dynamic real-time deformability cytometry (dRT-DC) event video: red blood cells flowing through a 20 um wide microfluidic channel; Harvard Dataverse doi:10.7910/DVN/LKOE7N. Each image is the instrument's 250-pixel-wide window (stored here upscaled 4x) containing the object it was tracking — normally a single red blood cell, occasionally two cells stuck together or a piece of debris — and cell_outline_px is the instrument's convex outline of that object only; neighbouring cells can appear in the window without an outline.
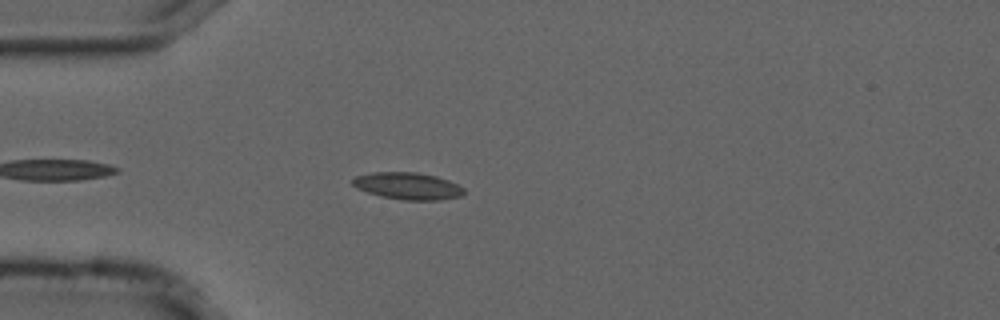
{"species": "common noctule bat (a hibernating species)", "species_latin": "Nyctalus noctula", "temperature_condition": "cold", "stored_images_in_passage": 43, "camera_frame_rate_fps": 3000, "um_per_image_px": 0.085, "animal": {"sex": "male", "forearm_length_mm": 52.5}, "frame": {"image": 1, "passage_image": 6, "time_ms": 1.667, "image_size_px": [1000, 320], "cell_outline_px": [[464, 196], [440, 200], [400, 200], [380, 196], [356, 188], [352, 184], [352, 180], [356, 176], [372, 172], [416, 172], [436, 176], [448, 180], [464, 188]], "centroid_in_image_um": [34.67, 15.81], "position_along_channel_um": 50.3, "area_um2": 17.63}}
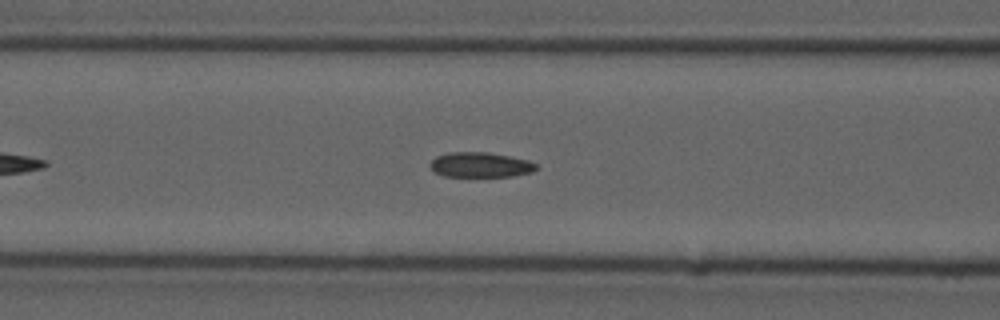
{"frame": {"image": 2, "passage_image": 13, "time_ms": 4.0, "image_size_px": [1000, 320], "cell_outline_px": [[540, 168], [532, 172], [512, 176], [444, 176], [436, 172], [428, 164], [436, 156], [448, 152], [488, 152], [528, 160], [536, 164]], "centroid_in_image_um": [40.84, 14.0], "position_along_channel_um": 125.8, "area_um2": 15.43}}
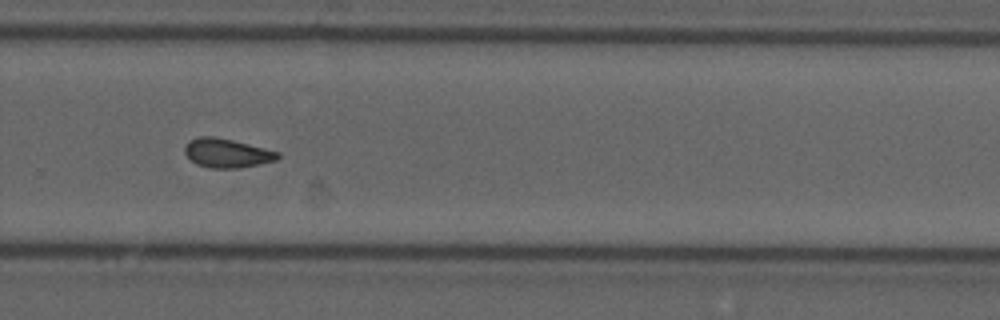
{"frame": {"image": 3, "passage_image": 28, "time_ms": 9.0, "image_size_px": [1000, 320], "cell_outline_px": [[280, 156], [276, 160], [260, 164], [240, 168], [208, 168], [196, 164], [184, 152], [184, 148], [188, 140], [200, 136], [216, 136], [280, 152]], "centroid_in_image_um": [19.27, 13.01], "position_along_channel_um": 310.5, "area_um2": 15.78}, "authors_computed_cell_mechanics": {"area_um2": 15.5482, "velocity_mm_per_s": 3.7111, "shape_relaxation_time_tau1_ms": null, "shape_relaxation_time_tau2_ms": 2.7698, "deformation_change_tau1": null, "deformation_change_tau2": 0.0878}}